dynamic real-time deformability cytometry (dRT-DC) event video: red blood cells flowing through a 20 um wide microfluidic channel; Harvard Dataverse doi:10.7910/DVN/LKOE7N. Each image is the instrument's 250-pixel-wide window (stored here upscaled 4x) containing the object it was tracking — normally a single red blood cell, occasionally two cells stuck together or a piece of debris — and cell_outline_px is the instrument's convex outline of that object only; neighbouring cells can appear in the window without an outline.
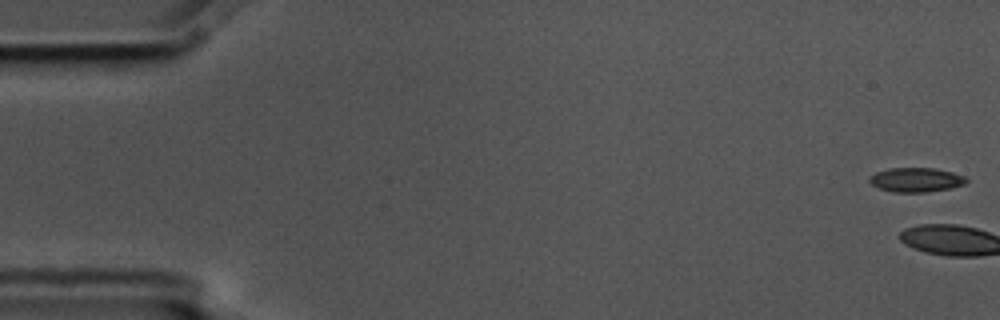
{"species": "common noctule bat (a hibernating species)", "species_latin": "Nyctalus noctula", "temperature_condition": "cold", "stored_images_in_passage": 6, "camera_frame_rate_fps": 3000, "um_per_image_px": 0.085, "animal": {"sex": "male", "body_mass_g": 17.5, "forearm_length_mm": 52.3}, "frame": {"image": 1, "passage_image": 1, "time_ms": 0.0, "image_size_px": [1000, 320], "cell_outline_px": [[968, 180], [964, 184], [948, 188], [924, 192], [892, 192], [880, 188], [872, 184], [868, 180], [868, 176], [876, 172], [888, 168], [936, 168], [952, 172], [964, 176]], "centroid_in_image_um": [77.82, 15.27], "position_along_channel_um": 7.2, "area_um2": 13.64}}
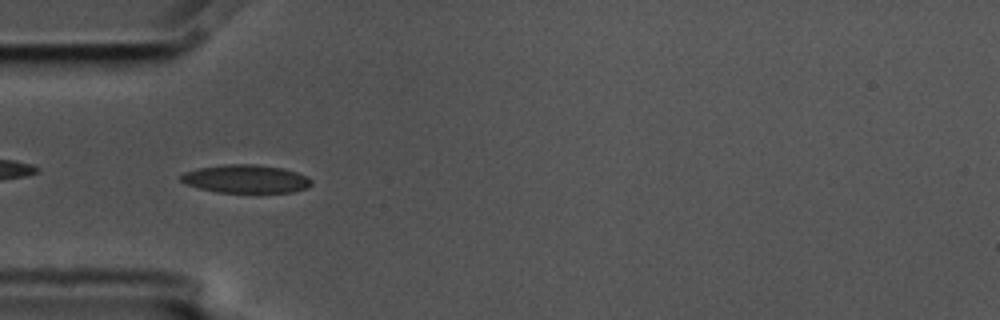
{"frame": {"image": 2, "passage_image": 6, "time_ms": 1.667, "image_size_px": [1000, 320], "cell_outline_px": [[312, 184], [308, 188], [292, 192], [216, 192], [200, 188], [188, 184], [180, 180], [180, 176], [184, 172], [196, 168], [224, 164], [256, 164], [284, 168], [308, 176], [312, 180]], "centroid_in_image_um": [20.92, 15.19], "position_along_channel_um": 64.1, "area_um2": 21.56}}